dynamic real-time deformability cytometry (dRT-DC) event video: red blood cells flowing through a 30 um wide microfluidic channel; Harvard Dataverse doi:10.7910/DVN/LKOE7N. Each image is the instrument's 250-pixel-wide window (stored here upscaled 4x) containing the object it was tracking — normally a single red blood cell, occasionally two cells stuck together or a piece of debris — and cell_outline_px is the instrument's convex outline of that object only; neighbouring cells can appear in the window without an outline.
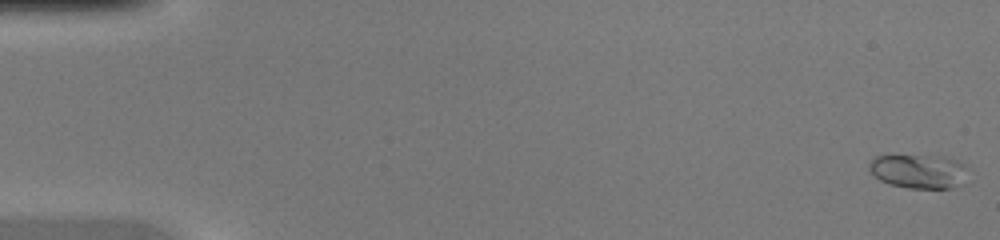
{"species": "common noctule bat (a hibernating species)", "species_latin": "Nyctalus noctula", "temperature_condition": "warm", "stored_images_in_passage": 46, "camera_frame_rate_fps": 3000, "um_per_image_px": 0.085, "animal": {"sex": "female", "body_mass_g": 20.0, "forearm_length_mm": 54.0}, "frame": {"image": 1, "passage_image": 1, "time_ms": 0.0, "image_size_px": [1000, 240], "cell_outline_px": [[968, 168], [948, 188], [908, 188], [888, 184], [880, 180], [868, 168], [868, 164], [876, 156], [944, 156], [956, 160], [964, 164]], "centroid_in_image_um": [77.97, 14.53], "position_along_channel_um": 7.0, "area_um2": 18.79}}
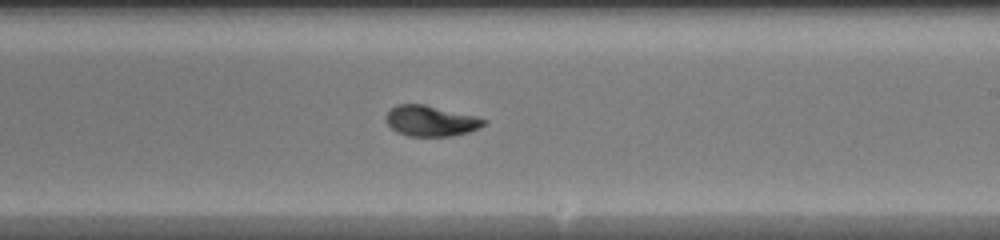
{"frame": {"image": 2, "passage_image": 28, "time_ms": 9.0, "image_size_px": [1000, 240], "cell_outline_px": [[488, 120], [484, 124], [468, 132], [448, 136], [408, 136], [396, 132], [388, 124], [388, 112], [396, 104], [424, 104], [476, 116]], "centroid_in_image_um": [36.62, 10.27], "position_along_channel_um": 252.4, "area_um2": 17.17}}
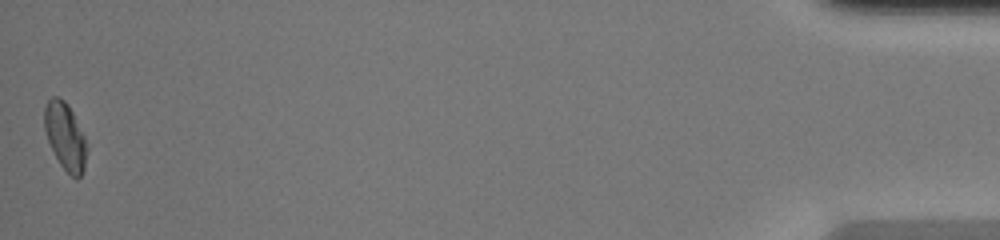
{"frame": {"image": 3, "passage_image": 46, "time_ms": 15.0, "image_size_px": [1000, 240], "cell_outline_px": [[88, 152], [84, 168], [80, 176], [76, 180], [60, 164], [48, 140], [44, 128], [44, 108], [48, 100], [52, 96], [56, 96], [64, 100], [68, 104], [84, 136], [88, 148]], "centroid_in_image_um": [5.55, 11.58], "position_along_channel_um": 429.6, "area_um2": 16.47}}